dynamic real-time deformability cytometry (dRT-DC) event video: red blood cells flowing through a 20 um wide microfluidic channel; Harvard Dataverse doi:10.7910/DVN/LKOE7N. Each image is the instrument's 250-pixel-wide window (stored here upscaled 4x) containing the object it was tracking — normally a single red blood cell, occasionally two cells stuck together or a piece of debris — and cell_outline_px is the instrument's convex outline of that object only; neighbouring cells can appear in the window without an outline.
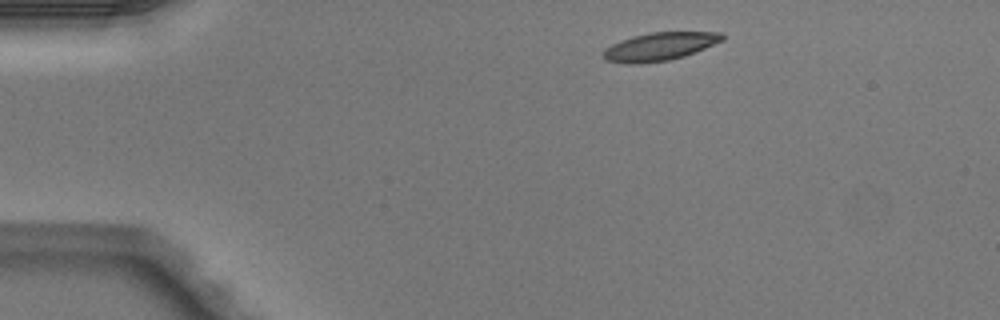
{"species": "Egyptian fruit bat (a non-hibernating species)", "species_latin": "Rousettus aegyptiacus", "temperature_condition": "warm", "stored_images_in_passage": 5, "camera_frame_rate_fps": 3000, "um_per_image_px": 0.085, "animal": {"sex": "male"}, "frame": {"image": 1, "passage_image": 1, "time_ms": 0.0, "image_size_px": [1000, 320], "cell_outline_px": [[724, 40], [684, 56], [668, 60], [640, 64], [624, 64], [604, 60], [600, 56], [604, 48], [620, 40], [632, 36], [652, 32], [720, 32], [724, 36]], "centroid_in_image_um": [55.99, 3.97], "position_along_channel_um": 29.0, "area_um2": 19.65}}
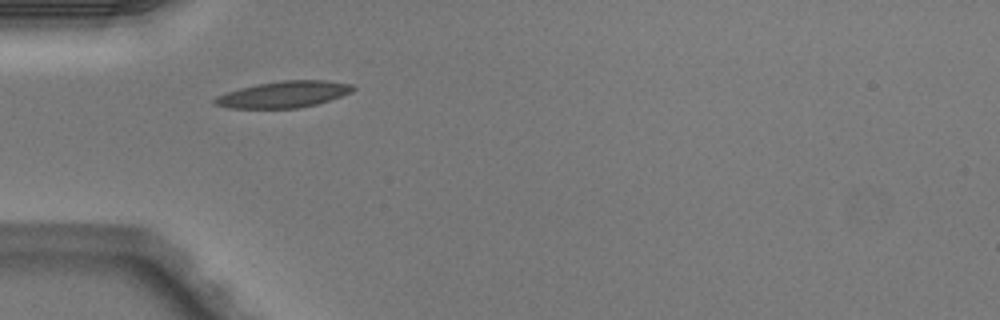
{"frame": {"image": 2, "passage_image": 3, "time_ms": 0.667, "image_size_px": [1000, 320], "cell_outline_px": [[356, 88], [352, 92], [316, 104], [296, 108], [228, 108], [216, 104], [212, 100], [216, 96], [240, 88], [256, 84], [284, 80], [324, 80], [352, 84]], "centroid_in_image_um": [24.11, 8.02], "position_along_channel_um": 60.9, "area_um2": 21.1}}
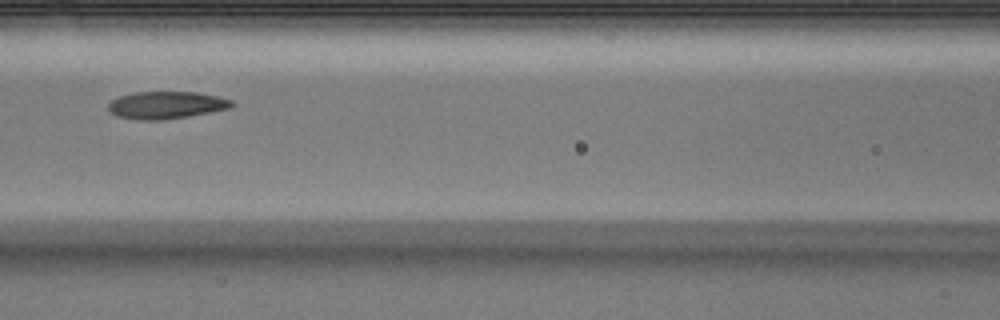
{"frame": {"image": 3, "passage_image": 5, "time_ms": 1.333, "image_size_px": [1000, 320], "cell_outline_px": [[236, 104], [232, 108], [188, 116], [164, 120], [140, 120], [116, 116], [108, 108], [108, 104], [112, 100], [120, 96], [136, 92], [196, 92], [216, 96], [232, 100]], "centroid_in_image_um": [14.16, 8.93], "position_along_channel_um": 152.4, "area_um2": 19.65}}